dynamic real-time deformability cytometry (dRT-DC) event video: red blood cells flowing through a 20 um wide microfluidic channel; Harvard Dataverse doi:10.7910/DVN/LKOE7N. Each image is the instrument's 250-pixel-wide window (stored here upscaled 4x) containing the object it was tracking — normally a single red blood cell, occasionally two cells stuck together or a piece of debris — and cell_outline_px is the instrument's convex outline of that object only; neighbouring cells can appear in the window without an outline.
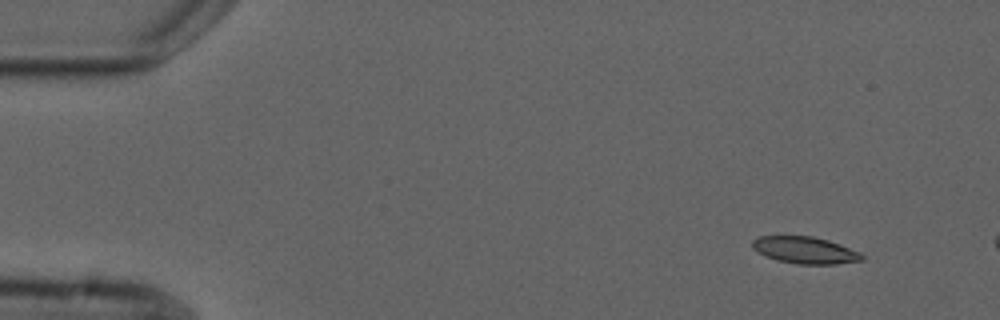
{"species": "common noctule bat (a hibernating species)", "species_latin": "Nyctalus noctula", "temperature_condition": "cold", "stored_images_in_passage": 3, "camera_frame_rate_fps": 3000, "um_per_image_px": 0.085, "animal": {"sex": "male", "forearm_length_mm": 52.5}, "frame": {"image": 1, "passage_image": 1, "time_ms": 0.0, "image_size_px": [1000, 320], "cell_outline_px": [[864, 260], [836, 264], [796, 264], [776, 260], [752, 248], [752, 240], [756, 236], [812, 236], [828, 240], [840, 244], [860, 252], [864, 256]], "centroid_in_image_um": [68.44, 21.26], "position_along_channel_um": 16.6, "area_um2": 17.17}}